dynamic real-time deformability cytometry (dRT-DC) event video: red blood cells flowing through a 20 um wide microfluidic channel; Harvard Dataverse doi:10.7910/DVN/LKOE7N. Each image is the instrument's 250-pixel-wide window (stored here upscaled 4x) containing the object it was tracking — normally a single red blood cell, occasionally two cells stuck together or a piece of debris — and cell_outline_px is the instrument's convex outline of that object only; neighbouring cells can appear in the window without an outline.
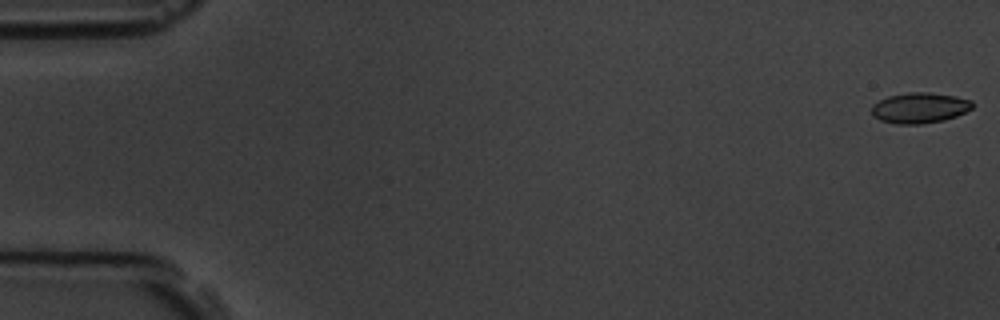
{"species": "common noctule bat (a hibernating species)", "species_latin": "Nyctalus noctula", "temperature_condition": "room temperature", "stored_images_in_passage": 5, "camera_frame_rate_fps": 3000, "um_per_image_px": 0.085, "animal": {"sex": "male", "body_mass_g": 19.5, "forearm_length_mm": 54.6}, "frame": {"image": 1, "passage_image": 1, "time_ms": 0.0, "image_size_px": [1000, 320], "cell_outline_px": [[972, 108], [956, 116], [944, 120], [920, 124], [896, 124], [880, 120], [872, 116], [872, 104], [888, 96], [908, 92], [928, 92], [956, 96], [972, 100]], "centroid_in_image_um": [78.15, 9.16], "position_along_channel_um": 6.8, "area_um2": 17.98}}
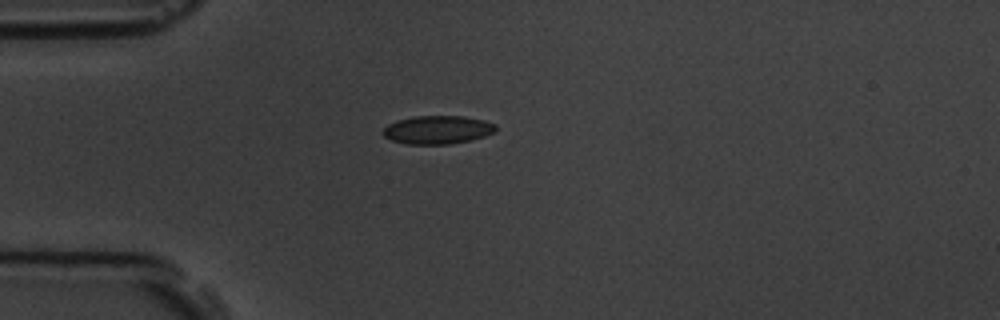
{"frame": {"image": 2, "passage_image": 5, "time_ms": 4.667, "image_size_px": [1000, 320], "cell_outline_px": [[496, 132], [484, 136], [468, 140], [448, 144], [408, 144], [392, 140], [384, 136], [380, 132], [388, 124], [396, 120], [412, 116], [464, 116], [484, 120], [496, 124]], "centroid_in_image_um": [37.17, 11.02], "position_along_channel_um": 47.8, "area_um2": 18.67}}